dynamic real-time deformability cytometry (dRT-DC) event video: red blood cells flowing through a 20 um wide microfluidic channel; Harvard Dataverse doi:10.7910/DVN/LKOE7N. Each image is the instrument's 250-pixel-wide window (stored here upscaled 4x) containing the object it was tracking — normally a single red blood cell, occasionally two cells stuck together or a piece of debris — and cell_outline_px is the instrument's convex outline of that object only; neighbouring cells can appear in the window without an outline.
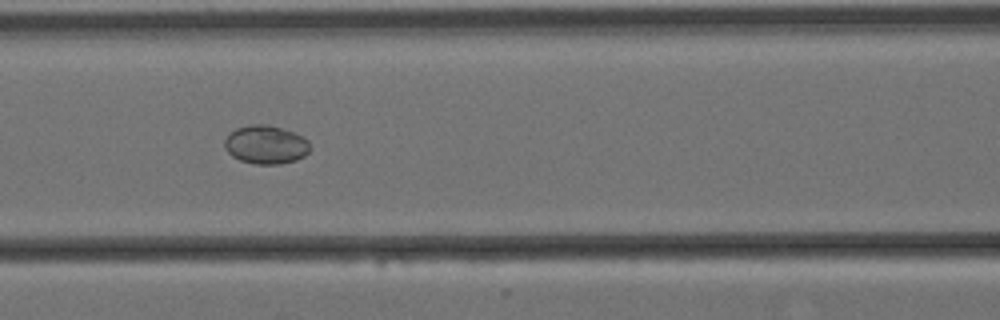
{"species": "Egyptian fruit bat (a non-hibernating species)", "species_latin": "Rousettus aegyptiacus", "temperature_condition": "cold", "stored_images_in_passage": 8, "camera_frame_rate_fps": 3000, "um_per_image_px": 0.085, "animal": {"sex": "female"}, "frame": {"image": 1, "passage_image": 6, "time_ms": 1.667, "image_size_px": [1000, 320], "cell_outline_px": [[312, 148], [304, 156], [296, 160], [280, 164], [256, 164], [240, 160], [232, 156], [224, 148], [224, 140], [236, 128], [248, 124], [268, 124], [292, 132], [308, 140]], "centroid_in_image_um": [22.59, 12.3], "position_along_channel_um": 144.0, "area_um2": 19.19}}
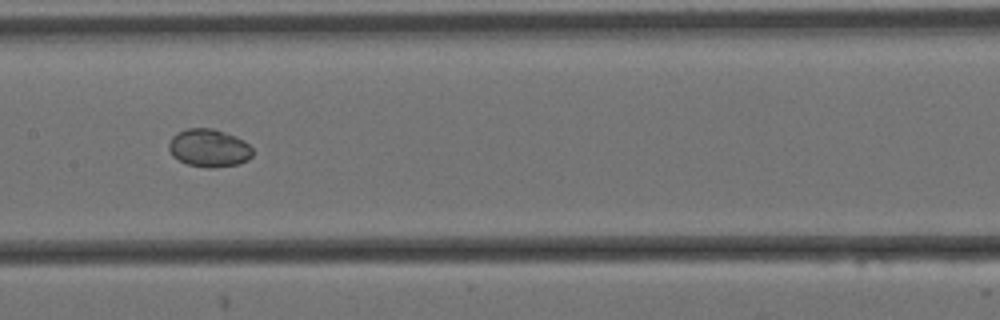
{"frame": {"image": 2, "passage_image": 7, "time_ms": 2.0, "image_size_px": [1000, 320], "cell_outline_px": [[252, 156], [248, 160], [236, 164], [212, 168], [208, 168], [188, 164], [172, 156], [168, 148], [168, 144], [172, 136], [176, 132], [188, 128], [212, 128], [236, 136], [244, 140], [252, 148]], "centroid_in_image_um": [17.75, 12.57], "position_along_channel_um": 189.7, "area_um2": 18.55}}
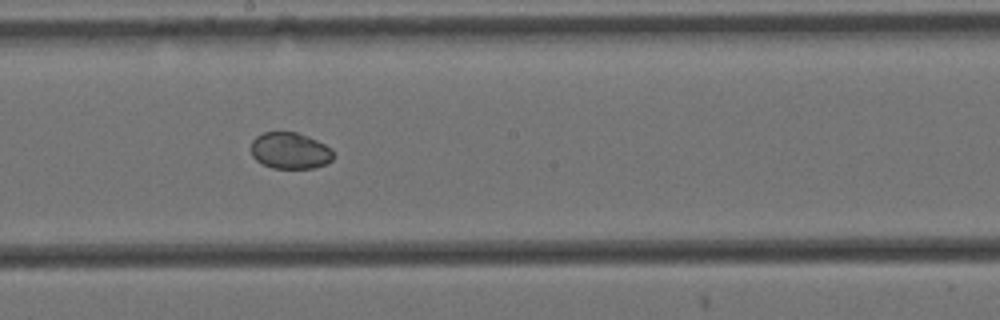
{"frame": {"image": 3, "passage_image": 8, "time_ms": 2.333, "image_size_px": [1000, 320], "cell_outline_px": [[336, 156], [332, 160], [316, 168], [272, 168], [256, 160], [252, 156], [252, 140], [256, 136], [264, 132], [296, 132], [308, 136], [332, 148]], "centroid_in_image_um": [24.68, 12.81], "position_along_channel_um": 223.5, "area_um2": 17.57}}